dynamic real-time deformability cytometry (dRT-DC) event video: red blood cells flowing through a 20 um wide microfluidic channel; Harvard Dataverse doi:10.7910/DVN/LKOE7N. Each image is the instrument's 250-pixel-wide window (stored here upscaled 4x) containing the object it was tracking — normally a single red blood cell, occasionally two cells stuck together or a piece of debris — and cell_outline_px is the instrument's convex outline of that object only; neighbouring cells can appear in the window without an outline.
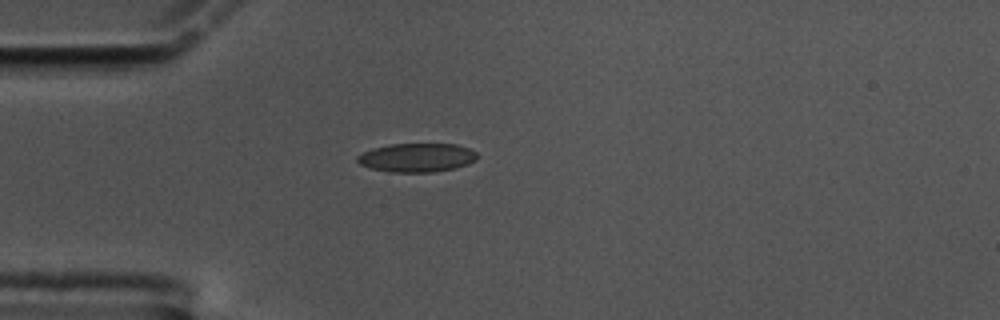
{"species": "common noctule bat (a hibernating species)", "species_latin": "Nyctalus noctula", "temperature_condition": "cold", "stored_images_in_passage": 44, "camera_frame_rate_fps": 3000, "um_per_image_px": 0.085, "animal": {"sex": "male", "body_mass_g": 17.5, "forearm_length_mm": 52.3}, "frame": {"image": 1, "passage_image": 1, "time_ms": 0.0, "image_size_px": [1000, 320], "cell_outline_px": [[476, 160], [468, 164], [456, 168], [432, 172], [388, 172], [372, 168], [360, 164], [356, 160], [356, 156], [372, 148], [388, 144], [456, 144], [468, 148], [476, 152]], "centroid_in_image_um": [35.42, 13.39], "position_along_channel_um": 49.6, "area_um2": 20.11}}
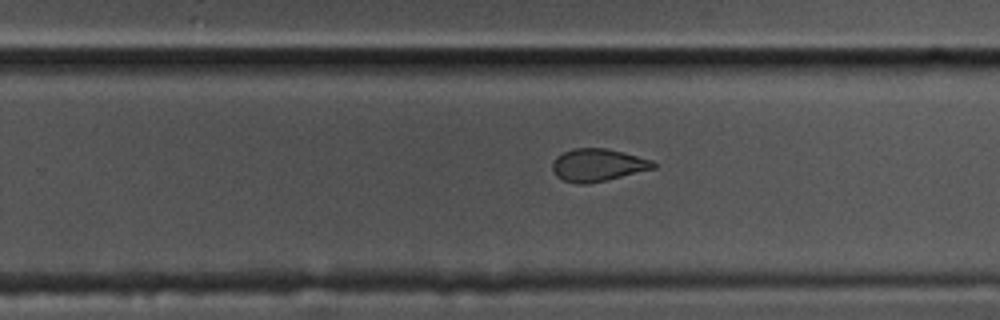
{"frame": {"image": 2, "passage_image": 22, "time_ms": 7.0, "image_size_px": [1000, 320], "cell_outline_px": [[656, 168], [588, 184], [576, 184], [564, 180], [556, 176], [552, 168], [552, 160], [556, 156], [572, 148], [608, 148], [624, 152], [652, 160], [656, 164]], "centroid_in_image_um": [50.79, 14.02], "position_along_channel_um": 279.0, "area_um2": 19.25}}
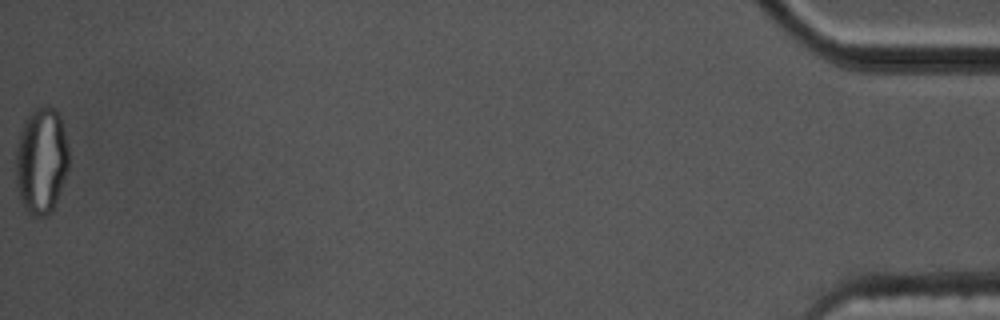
{"frame": {"image": 3, "passage_image": 44, "time_ms": 14.333, "image_size_px": [1000, 320], "cell_outline_px": [[68, 168], [52, 212], [44, 216], [32, 216], [24, 208], [20, 200], [16, 180], [16, 148], [20, 132], [24, 120], [32, 108], [56, 108], [60, 112], [68, 144]], "centroid_in_image_um": [3.51, 13.64], "position_along_channel_um": 431.7, "area_um2": 33.12}, "authors_computed_cell_mechanics": {"area_um2": 20.1144, "velocity_mm_per_s": 3.4346, "shape_relaxation_time_tau1_ms": null, "shape_relaxation_time_tau2_ms": 1.9657, "deformation_change_tau1": null, "deformation_change_tau2": 0.0841}}